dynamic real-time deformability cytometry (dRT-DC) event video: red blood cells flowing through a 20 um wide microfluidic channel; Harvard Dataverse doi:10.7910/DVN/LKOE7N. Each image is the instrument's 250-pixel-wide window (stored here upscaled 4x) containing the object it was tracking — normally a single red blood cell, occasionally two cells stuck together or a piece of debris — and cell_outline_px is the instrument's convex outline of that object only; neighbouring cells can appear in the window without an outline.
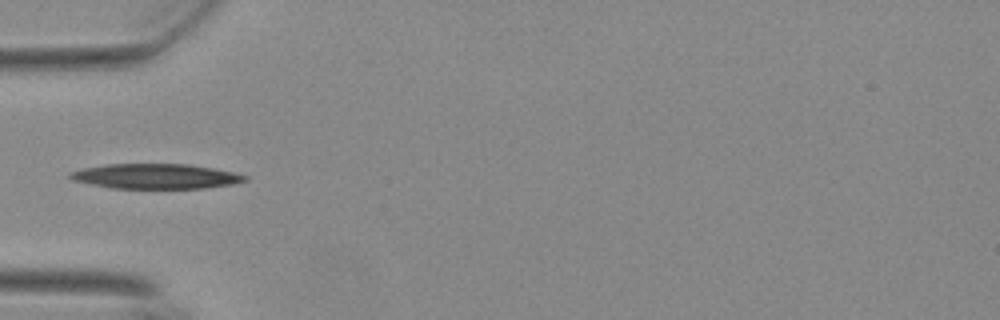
{"species": "Egyptian fruit bat (a non-hibernating species)", "species_latin": "Rousettus aegyptiacus", "temperature_condition": "warm", "stored_images_in_passage": 7, "camera_frame_rate_fps": 3000, "um_per_image_px": 0.085, "animal": {"sex": "female"}, "frame": {"image": 1, "passage_image": 1, "time_ms": 0.0, "image_size_px": [1000, 320], "cell_outline_px": [[248, 180], [232, 184], [204, 188], [112, 188], [72, 180], [68, 176], [68, 172], [84, 168], [108, 164], [188, 164], [212, 168], [232, 172], [248, 176]], "centroid_in_image_um": [13.22, 14.98], "position_along_channel_um": 71.8, "area_um2": 25.26}}
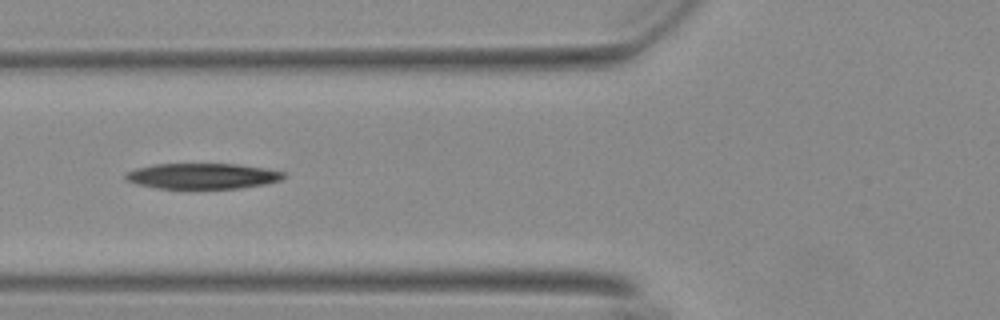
{"frame": {"image": 2, "passage_image": 4, "time_ms": 1.0, "image_size_px": [1000, 320], "cell_outline_px": [[288, 176], [280, 180], [264, 184], [240, 188], [156, 188], [136, 184], [128, 180], [124, 176], [128, 172], [136, 168], [152, 164], [240, 164], [264, 168], [284, 172]], "centroid_in_image_um": [17.23, 14.96], "position_along_channel_um": 108.6, "area_um2": 23.52}}
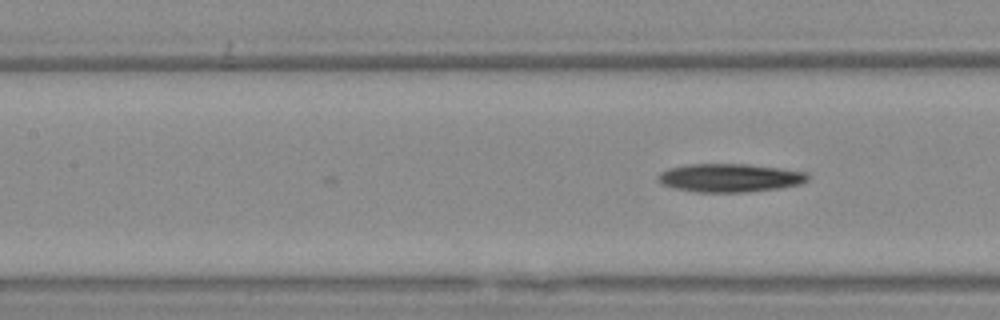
{"frame": {"image": 3, "passage_image": 7, "time_ms": 2.0, "image_size_px": [1000, 320], "cell_outline_px": [[808, 180], [800, 184], [780, 188], [744, 192], [696, 192], [676, 188], [664, 184], [656, 176], [660, 172], [668, 168], [688, 164], [748, 164], [780, 168], [804, 172], [808, 176]], "centroid_in_image_um": [62.03, 15.11], "position_along_channel_um": 145.4, "area_um2": 24.57}}